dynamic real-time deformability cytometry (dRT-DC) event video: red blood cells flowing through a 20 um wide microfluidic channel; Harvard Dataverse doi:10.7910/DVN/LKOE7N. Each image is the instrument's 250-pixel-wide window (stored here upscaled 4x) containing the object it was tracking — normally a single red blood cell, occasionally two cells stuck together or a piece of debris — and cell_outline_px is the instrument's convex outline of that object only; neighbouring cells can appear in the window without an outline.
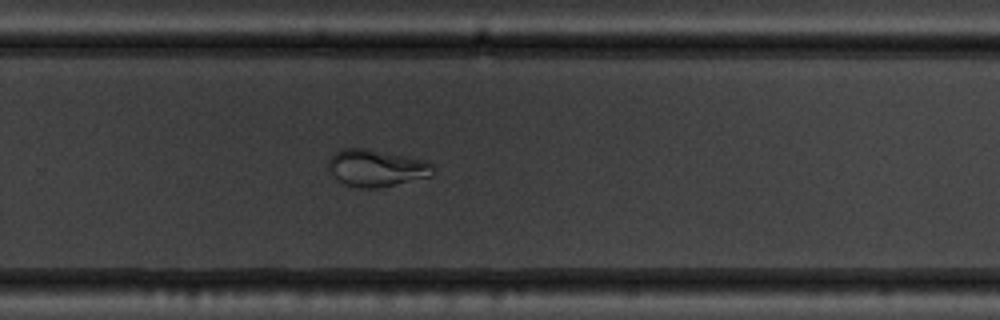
{"species": "common noctule bat (a hibernating species)", "species_latin": "Nyctalus noctula", "temperature_condition": "warm", "stored_images_in_passage": 34, "camera_frame_rate_fps": 3000, "um_per_image_px": 0.085, "animal": {"sex": "male", "body_mass_g": 19.5, "forearm_length_mm": 54.6}, "frame": {"image": 1, "passage_image": 20, "time_ms": 6.333, "image_size_px": [1000, 320], "cell_outline_px": [[432, 176], [380, 188], [360, 188], [344, 184], [336, 180], [332, 176], [328, 168], [328, 160], [340, 148], [364, 148], [428, 160], [432, 164]], "centroid_in_image_um": [31.96, 14.29], "position_along_channel_um": 297.8, "area_um2": 22.77}}
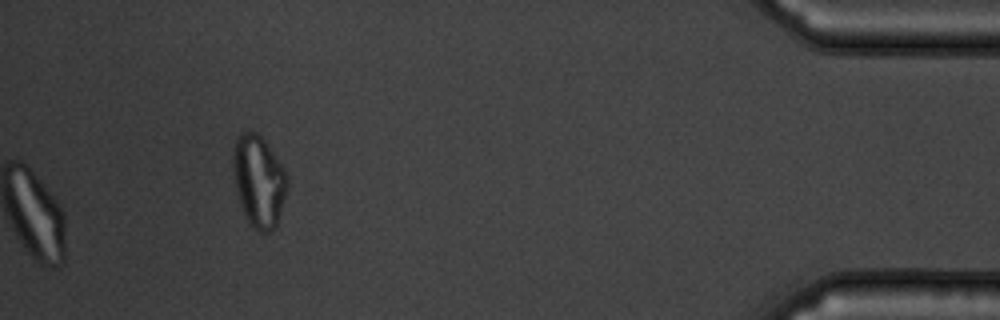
{"frame": {"image": 2, "passage_image": 34, "time_ms": 11.0, "image_size_px": [1000, 320], "cell_outline_px": [[288, 188], [276, 228], [268, 232], [260, 232], [244, 216], [236, 192], [232, 172], [232, 148], [236, 136], [240, 132], [256, 132], [264, 140], [288, 176]], "centroid_in_image_um": [21.97, 15.39], "position_along_channel_um": 413.2, "area_um2": 29.19}}